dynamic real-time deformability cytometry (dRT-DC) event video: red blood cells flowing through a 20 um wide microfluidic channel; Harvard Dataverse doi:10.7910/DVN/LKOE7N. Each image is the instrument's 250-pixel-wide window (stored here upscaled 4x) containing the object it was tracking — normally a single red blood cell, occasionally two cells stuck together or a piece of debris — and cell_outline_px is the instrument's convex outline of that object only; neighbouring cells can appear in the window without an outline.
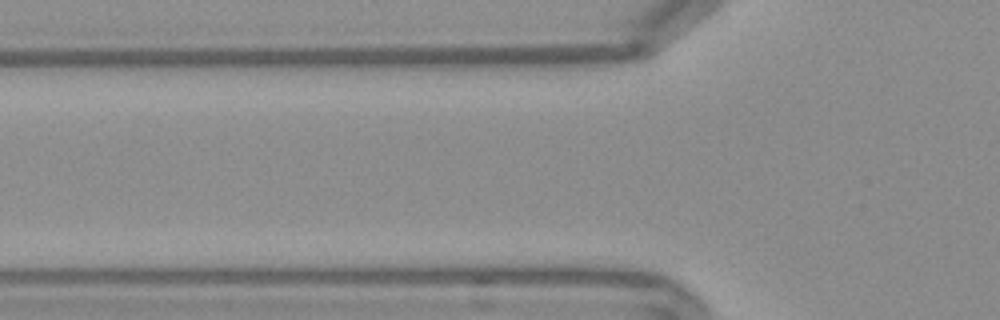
{"species": "Egyptian fruit bat (a non-hibernating species)", "species_latin": "Rousettus aegyptiacus", "temperature_condition": "warm", "stored_images_in_passage": 3, "camera_frame_rate_fps": 3000, "um_per_image_px": 0.085, "frame": {"image": 1, "passage_image": 2, "time_ms": 0.333, "image_size_px": [1000, 320], "cell_outline_px": [[652, 52], [644, 56], [616, 60], [512, 68], [428, 56], [648, 48], [652, 48]], "centroid_in_image_um": [46.7, 4.88], "position_along_channel_um": 79.1, "area_um2": 16.53}}